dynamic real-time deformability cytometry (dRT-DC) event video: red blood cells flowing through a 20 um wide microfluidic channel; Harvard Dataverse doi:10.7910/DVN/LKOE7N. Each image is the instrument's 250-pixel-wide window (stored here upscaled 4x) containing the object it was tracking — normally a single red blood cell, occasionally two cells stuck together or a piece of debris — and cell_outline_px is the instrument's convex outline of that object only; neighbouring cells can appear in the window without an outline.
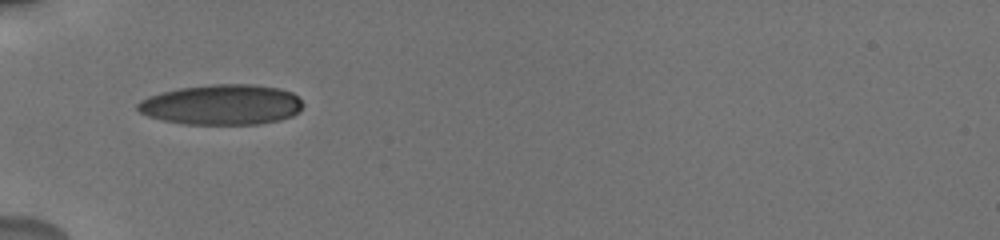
{"species": "human", "species_latin": "Homo sapiens", "temperature_condition": "cold", "stored_images_in_passage": 39, "camera_frame_rate_fps": 3000, "um_per_image_px": 0.085, "donor": {"sex": "male"}, "frame": {"image": 1, "passage_image": 1, "time_ms": 0.0, "image_size_px": [1000, 240], "cell_outline_px": [[304, 104], [300, 112], [292, 116], [280, 120], [260, 124], [184, 124], [164, 120], [148, 116], [140, 112], [136, 108], [136, 104], [140, 100], [148, 96], [180, 88], [212, 84], [256, 84], [280, 88], [292, 92]], "centroid_in_image_um": [18.88, 8.89], "position_along_channel_um": 66.1, "area_um2": 39.02}}
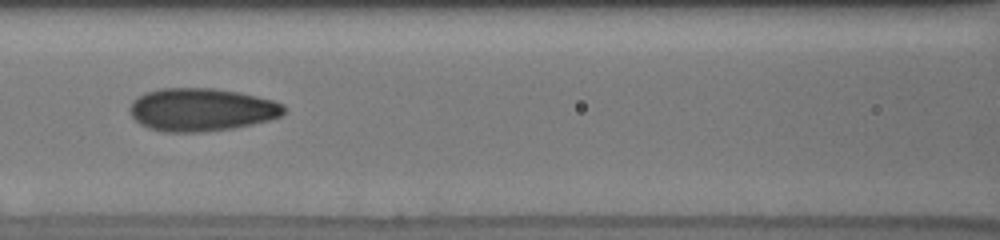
{"frame": {"image": 2, "passage_image": 9, "time_ms": 2.333, "image_size_px": [1000, 240], "cell_outline_px": [[284, 112], [280, 116], [268, 120], [252, 124], [232, 128], [204, 132], [164, 132], [148, 128], [140, 124], [132, 116], [128, 108], [132, 100], [144, 92], [160, 88], [212, 88], [240, 92], [272, 100], [284, 104]], "centroid_in_image_um": [17.08, 9.32], "position_along_channel_um": 149.5, "area_um2": 38.73}}
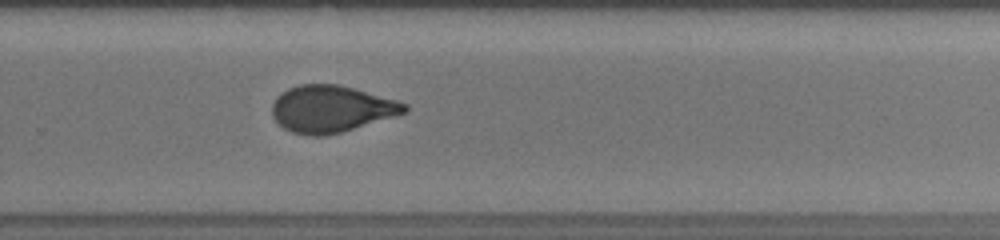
{"frame": {"image": 3, "passage_image": 23, "time_ms": 6.333, "image_size_px": [1000, 240], "cell_outline_px": [[408, 108], [404, 112], [392, 116], [340, 132], [320, 136], [312, 136], [292, 132], [284, 128], [272, 116], [272, 104], [276, 96], [288, 88], [300, 84], [340, 84], [396, 100], [408, 104]], "centroid_in_image_um": [28.1, 9.23], "position_along_channel_um": 301.7, "area_um2": 35.66}, "authors_computed_cell_mechanics": {"area_um2": 36.9342, "velocity_mm_per_s": 3.8206, "shape_relaxation_time_tau1_ms": 6.7959, "shape_relaxation_time_tau2_ms": 1.1057, "deformation_change_tau1": 0.1808, "deformation_change_tau2": 0.0659}}